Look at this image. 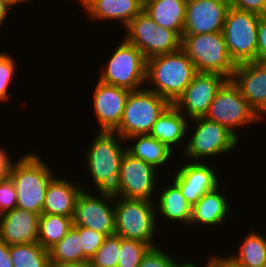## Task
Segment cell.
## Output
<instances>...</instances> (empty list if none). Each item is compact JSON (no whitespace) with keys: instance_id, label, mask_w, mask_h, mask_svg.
Wrapping results in <instances>:
<instances>
[{"instance_id":"obj_1","label":"cell","mask_w":266,"mask_h":267,"mask_svg":"<svg viewBox=\"0 0 266 267\" xmlns=\"http://www.w3.org/2000/svg\"><path fill=\"white\" fill-rule=\"evenodd\" d=\"M197 73L195 65L180 49L147 59L145 87L174 104Z\"/></svg>"},{"instance_id":"obj_2","label":"cell","mask_w":266,"mask_h":267,"mask_svg":"<svg viewBox=\"0 0 266 267\" xmlns=\"http://www.w3.org/2000/svg\"><path fill=\"white\" fill-rule=\"evenodd\" d=\"M89 142L91 144L84 152L88 176L96 191L112 192L117 186L127 142L118 133L107 131L95 132Z\"/></svg>"},{"instance_id":"obj_3","label":"cell","mask_w":266,"mask_h":267,"mask_svg":"<svg viewBox=\"0 0 266 267\" xmlns=\"http://www.w3.org/2000/svg\"><path fill=\"white\" fill-rule=\"evenodd\" d=\"M54 172L40 154L27 152L9 175L17 192L16 207L41 215Z\"/></svg>"},{"instance_id":"obj_4","label":"cell","mask_w":266,"mask_h":267,"mask_svg":"<svg viewBox=\"0 0 266 267\" xmlns=\"http://www.w3.org/2000/svg\"><path fill=\"white\" fill-rule=\"evenodd\" d=\"M181 49L198 73H216L231 80L237 65L229 56L222 31L182 34Z\"/></svg>"},{"instance_id":"obj_5","label":"cell","mask_w":266,"mask_h":267,"mask_svg":"<svg viewBox=\"0 0 266 267\" xmlns=\"http://www.w3.org/2000/svg\"><path fill=\"white\" fill-rule=\"evenodd\" d=\"M158 222L154 201L115 196L116 235L156 247L160 245L154 242L158 238L155 236L159 230Z\"/></svg>"},{"instance_id":"obj_6","label":"cell","mask_w":266,"mask_h":267,"mask_svg":"<svg viewBox=\"0 0 266 267\" xmlns=\"http://www.w3.org/2000/svg\"><path fill=\"white\" fill-rule=\"evenodd\" d=\"M191 121L194 128L186 138L188 141L182 152L183 159L185 157L189 162H203L205 159L207 162L210 161V157L231 154L240 143L232 132L217 122L205 117L189 120L190 123Z\"/></svg>"},{"instance_id":"obj_7","label":"cell","mask_w":266,"mask_h":267,"mask_svg":"<svg viewBox=\"0 0 266 267\" xmlns=\"http://www.w3.org/2000/svg\"><path fill=\"white\" fill-rule=\"evenodd\" d=\"M107 60L99 71L98 80L129 91L144 88L147 59L136 46L123 38Z\"/></svg>"},{"instance_id":"obj_8","label":"cell","mask_w":266,"mask_h":267,"mask_svg":"<svg viewBox=\"0 0 266 267\" xmlns=\"http://www.w3.org/2000/svg\"><path fill=\"white\" fill-rule=\"evenodd\" d=\"M170 103L145 88L130 91L118 128L114 131L124 139L149 134L153 124Z\"/></svg>"},{"instance_id":"obj_9","label":"cell","mask_w":266,"mask_h":267,"mask_svg":"<svg viewBox=\"0 0 266 267\" xmlns=\"http://www.w3.org/2000/svg\"><path fill=\"white\" fill-rule=\"evenodd\" d=\"M124 31V39L136 46L146 59L181 49L182 38L175 31L158 26L144 10L130 21Z\"/></svg>"},{"instance_id":"obj_10","label":"cell","mask_w":266,"mask_h":267,"mask_svg":"<svg viewBox=\"0 0 266 267\" xmlns=\"http://www.w3.org/2000/svg\"><path fill=\"white\" fill-rule=\"evenodd\" d=\"M259 18L251 12L228 9L222 32L229 56L236 65L257 61Z\"/></svg>"},{"instance_id":"obj_11","label":"cell","mask_w":266,"mask_h":267,"mask_svg":"<svg viewBox=\"0 0 266 267\" xmlns=\"http://www.w3.org/2000/svg\"><path fill=\"white\" fill-rule=\"evenodd\" d=\"M205 118L225 126L239 140L241 133L237 130L256 123L254 109L244 99L232 80H227L218 90Z\"/></svg>"},{"instance_id":"obj_12","label":"cell","mask_w":266,"mask_h":267,"mask_svg":"<svg viewBox=\"0 0 266 267\" xmlns=\"http://www.w3.org/2000/svg\"><path fill=\"white\" fill-rule=\"evenodd\" d=\"M160 176L153 165L134 157L126 150L121 160L117 186L112 193L128 199L154 201V195L158 194L156 187L159 180H162Z\"/></svg>"},{"instance_id":"obj_13","label":"cell","mask_w":266,"mask_h":267,"mask_svg":"<svg viewBox=\"0 0 266 267\" xmlns=\"http://www.w3.org/2000/svg\"><path fill=\"white\" fill-rule=\"evenodd\" d=\"M92 189L82 190L78 195L73 225L90 228L105 236L113 235L115 234V195L109 191L91 192Z\"/></svg>"},{"instance_id":"obj_14","label":"cell","mask_w":266,"mask_h":267,"mask_svg":"<svg viewBox=\"0 0 266 267\" xmlns=\"http://www.w3.org/2000/svg\"><path fill=\"white\" fill-rule=\"evenodd\" d=\"M227 80L216 73H197L173 105L188 120L205 117L216 93Z\"/></svg>"},{"instance_id":"obj_15","label":"cell","mask_w":266,"mask_h":267,"mask_svg":"<svg viewBox=\"0 0 266 267\" xmlns=\"http://www.w3.org/2000/svg\"><path fill=\"white\" fill-rule=\"evenodd\" d=\"M185 164V165H184ZM177 166L172 181L180 188L182 195L192 206L207 192L220 185V176L208 162H184ZM213 167V168H212ZM215 168V169H214ZM218 174V175H217ZM219 176V177H218Z\"/></svg>"},{"instance_id":"obj_16","label":"cell","mask_w":266,"mask_h":267,"mask_svg":"<svg viewBox=\"0 0 266 267\" xmlns=\"http://www.w3.org/2000/svg\"><path fill=\"white\" fill-rule=\"evenodd\" d=\"M130 91L98 80L93 95V113L100 126L97 131L114 132L121 121Z\"/></svg>"},{"instance_id":"obj_17","label":"cell","mask_w":266,"mask_h":267,"mask_svg":"<svg viewBox=\"0 0 266 267\" xmlns=\"http://www.w3.org/2000/svg\"><path fill=\"white\" fill-rule=\"evenodd\" d=\"M229 8L227 0H189L186 4L183 34L223 31Z\"/></svg>"},{"instance_id":"obj_18","label":"cell","mask_w":266,"mask_h":267,"mask_svg":"<svg viewBox=\"0 0 266 267\" xmlns=\"http://www.w3.org/2000/svg\"><path fill=\"white\" fill-rule=\"evenodd\" d=\"M222 188V189H221ZM223 191V187L217 186L214 190L205 193L197 203L192 205L190 228L201 226L202 229L208 228H221L226 218L231 213L230 198ZM213 226V227H212Z\"/></svg>"},{"instance_id":"obj_19","label":"cell","mask_w":266,"mask_h":267,"mask_svg":"<svg viewBox=\"0 0 266 267\" xmlns=\"http://www.w3.org/2000/svg\"><path fill=\"white\" fill-rule=\"evenodd\" d=\"M40 214L21 208L0 215V239L10 245L37 242Z\"/></svg>"},{"instance_id":"obj_20","label":"cell","mask_w":266,"mask_h":267,"mask_svg":"<svg viewBox=\"0 0 266 267\" xmlns=\"http://www.w3.org/2000/svg\"><path fill=\"white\" fill-rule=\"evenodd\" d=\"M80 5L90 22L117 21L122 28L143 10V0H85Z\"/></svg>"},{"instance_id":"obj_21","label":"cell","mask_w":266,"mask_h":267,"mask_svg":"<svg viewBox=\"0 0 266 267\" xmlns=\"http://www.w3.org/2000/svg\"><path fill=\"white\" fill-rule=\"evenodd\" d=\"M231 80L254 111L265 100L266 62L253 61L238 64Z\"/></svg>"},{"instance_id":"obj_22","label":"cell","mask_w":266,"mask_h":267,"mask_svg":"<svg viewBox=\"0 0 266 267\" xmlns=\"http://www.w3.org/2000/svg\"><path fill=\"white\" fill-rule=\"evenodd\" d=\"M59 177L56 175L48 184L42 213L73 217L78 195L89 186H84L80 181L73 182L63 176Z\"/></svg>"},{"instance_id":"obj_23","label":"cell","mask_w":266,"mask_h":267,"mask_svg":"<svg viewBox=\"0 0 266 267\" xmlns=\"http://www.w3.org/2000/svg\"><path fill=\"white\" fill-rule=\"evenodd\" d=\"M188 121L173 104H170L153 124L149 135L166 144L174 152L175 148L177 151L178 147L183 146L184 148L181 147L183 150L180 151L183 152L186 146L184 140L188 137V132H191L189 129L192 127L189 126Z\"/></svg>"},{"instance_id":"obj_24","label":"cell","mask_w":266,"mask_h":267,"mask_svg":"<svg viewBox=\"0 0 266 267\" xmlns=\"http://www.w3.org/2000/svg\"><path fill=\"white\" fill-rule=\"evenodd\" d=\"M158 188L161 190L154 200L156 219L162 216L167 224L176 222L175 225L179 223L180 226L181 224L186 225L185 227L189 226L192 206L184 198L180 188L172 180L164 187L158 186Z\"/></svg>"},{"instance_id":"obj_25","label":"cell","mask_w":266,"mask_h":267,"mask_svg":"<svg viewBox=\"0 0 266 267\" xmlns=\"http://www.w3.org/2000/svg\"><path fill=\"white\" fill-rule=\"evenodd\" d=\"M186 4L181 0H143V10L158 26L175 31L182 38Z\"/></svg>"},{"instance_id":"obj_26","label":"cell","mask_w":266,"mask_h":267,"mask_svg":"<svg viewBox=\"0 0 266 267\" xmlns=\"http://www.w3.org/2000/svg\"><path fill=\"white\" fill-rule=\"evenodd\" d=\"M125 141H129L128 144H126V149L129 153L134 157L153 165L159 171L166 167V165L168 166L169 164L167 163H169V161L175 160L174 158L172 159L175 152L166 144L161 143L149 134L134 135L126 138ZM131 141L135 144L131 145Z\"/></svg>"},{"instance_id":"obj_27","label":"cell","mask_w":266,"mask_h":267,"mask_svg":"<svg viewBox=\"0 0 266 267\" xmlns=\"http://www.w3.org/2000/svg\"><path fill=\"white\" fill-rule=\"evenodd\" d=\"M248 233L237 252L228 255L245 267H266V235L256 229Z\"/></svg>"},{"instance_id":"obj_28","label":"cell","mask_w":266,"mask_h":267,"mask_svg":"<svg viewBox=\"0 0 266 267\" xmlns=\"http://www.w3.org/2000/svg\"><path fill=\"white\" fill-rule=\"evenodd\" d=\"M81 245L79 226L73 225L69 232L49 249L51 267L84 262V252Z\"/></svg>"},{"instance_id":"obj_29","label":"cell","mask_w":266,"mask_h":267,"mask_svg":"<svg viewBox=\"0 0 266 267\" xmlns=\"http://www.w3.org/2000/svg\"><path fill=\"white\" fill-rule=\"evenodd\" d=\"M73 227V217L42 213L37 242L46 250L58 243Z\"/></svg>"},{"instance_id":"obj_30","label":"cell","mask_w":266,"mask_h":267,"mask_svg":"<svg viewBox=\"0 0 266 267\" xmlns=\"http://www.w3.org/2000/svg\"><path fill=\"white\" fill-rule=\"evenodd\" d=\"M9 253L14 267H51L49 250L38 242L10 245Z\"/></svg>"},{"instance_id":"obj_31","label":"cell","mask_w":266,"mask_h":267,"mask_svg":"<svg viewBox=\"0 0 266 267\" xmlns=\"http://www.w3.org/2000/svg\"><path fill=\"white\" fill-rule=\"evenodd\" d=\"M120 248L119 235L106 236L100 248L89 260L91 267H117Z\"/></svg>"},{"instance_id":"obj_32","label":"cell","mask_w":266,"mask_h":267,"mask_svg":"<svg viewBox=\"0 0 266 267\" xmlns=\"http://www.w3.org/2000/svg\"><path fill=\"white\" fill-rule=\"evenodd\" d=\"M152 247L150 243L121 237V248L117 267H138Z\"/></svg>"},{"instance_id":"obj_33","label":"cell","mask_w":266,"mask_h":267,"mask_svg":"<svg viewBox=\"0 0 266 267\" xmlns=\"http://www.w3.org/2000/svg\"><path fill=\"white\" fill-rule=\"evenodd\" d=\"M16 58L7 52H0V102H8L11 97L10 84L18 73ZM9 98V99H8Z\"/></svg>"},{"instance_id":"obj_34","label":"cell","mask_w":266,"mask_h":267,"mask_svg":"<svg viewBox=\"0 0 266 267\" xmlns=\"http://www.w3.org/2000/svg\"><path fill=\"white\" fill-rule=\"evenodd\" d=\"M178 261L172 254L165 252L163 247L156 246L149 250L138 267H176Z\"/></svg>"},{"instance_id":"obj_35","label":"cell","mask_w":266,"mask_h":267,"mask_svg":"<svg viewBox=\"0 0 266 267\" xmlns=\"http://www.w3.org/2000/svg\"><path fill=\"white\" fill-rule=\"evenodd\" d=\"M79 234L84 252V261H89L100 248L106 236L82 226H79Z\"/></svg>"},{"instance_id":"obj_36","label":"cell","mask_w":266,"mask_h":267,"mask_svg":"<svg viewBox=\"0 0 266 267\" xmlns=\"http://www.w3.org/2000/svg\"><path fill=\"white\" fill-rule=\"evenodd\" d=\"M17 192L12 179L4 176L0 180V215L16 208Z\"/></svg>"},{"instance_id":"obj_37","label":"cell","mask_w":266,"mask_h":267,"mask_svg":"<svg viewBox=\"0 0 266 267\" xmlns=\"http://www.w3.org/2000/svg\"><path fill=\"white\" fill-rule=\"evenodd\" d=\"M229 7L251 12L259 16L266 15V0H227Z\"/></svg>"},{"instance_id":"obj_38","label":"cell","mask_w":266,"mask_h":267,"mask_svg":"<svg viewBox=\"0 0 266 267\" xmlns=\"http://www.w3.org/2000/svg\"><path fill=\"white\" fill-rule=\"evenodd\" d=\"M257 61L266 62V15L260 16L258 23Z\"/></svg>"},{"instance_id":"obj_39","label":"cell","mask_w":266,"mask_h":267,"mask_svg":"<svg viewBox=\"0 0 266 267\" xmlns=\"http://www.w3.org/2000/svg\"><path fill=\"white\" fill-rule=\"evenodd\" d=\"M6 149L7 148L1 147L0 145V173L3 176H9L13 171V169L15 168V166L26 155L24 153L22 156L17 157L18 160L15 158V161H13L10 157L11 155H9L10 153H8Z\"/></svg>"},{"instance_id":"obj_40","label":"cell","mask_w":266,"mask_h":267,"mask_svg":"<svg viewBox=\"0 0 266 267\" xmlns=\"http://www.w3.org/2000/svg\"><path fill=\"white\" fill-rule=\"evenodd\" d=\"M211 254L212 255H209L210 257H208L209 267H245L227 254L224 255V257L220 254L217 255V253Z\"/></svg>"},{"instance_id":"obj_41","label":"cell","mask_w":266,"mask_h":267,"mask_svg":"<svg viewBox=\"0 0 266 267\" xmlns=\"http://www.w3.org/2000/svg\"><path fill=\"white\" fill-rule=\"evenodd\" d=\"M0 267H14L9 253V245L0 239Z\"/></svg>"},{"instance_id":"obj_42","label":"cell","mask_w":266,"mask_h":267,"mask_svg":"<svg viewBox=\"0 0 266 267\" xmlns=\"http://www.w3.org/2000/svg\"><path fill=\"white\" fill-rule=\"evenodd\" d=\"M11 8L14 9L13 5L8 0H0V28L9 18L8 14H10L9 11Z\"/></svg>"},{"instance_id":"obj_43","label":"cell","mask_w":266,"mask_h":267,"mask_svg":"<svg viewBox=\"0 0 266 267\" xmlns=\"http://www.w3.org/2000/svg\"><path fill=\"white\" fill-rule=\"evenodd\" d=\"M265 117H266V98L262 102V104L255 110V122L261 123L263 120H266Z\"/></svg>"},{"instance_id":"obj_44","label":"cell","mask_w":266,"mask_h":267,"mask_svg":"<svg viewBox=\"0 0 266 267\" xmlns=\"http://www.w3.org/2000/svg\"><path fill=\"white\" fill-rule=\"evenodd\" d=\"M54 267H91V264L89 261H84L79 263H67Z\"/></svg>"},{"instance_id":"obj_45","label":"cell","mask_w":266,"mask_h":267,"mask_svg":"<svg viewBox=\"0 0 266 267\" xmlns=\"http://www.w3.org/2000/svg\"><path fill=\"white\" fill-rule=\"evenodd\" d=\"M176 267H199L195 262L193 263V261L192 262H186V261H182V262H180L179 261V264L176 266ZM204 267H209V263H208V261H207V263H206V265L204 264Z\"/></svg>"},{"instance_id":"obj_46","label":"cell","mask_w":266,"mask_h":267,"mask_svg":"<svg viewBox=\"0 0 266 267\" xmlns=\"http://www.w3.org/2000/svg\"><path fill=\"white\" fill-rule=\"evenodd\" d=\"M12 5H13V7L14 6H20L21 5V3L24 5V3H27L28 4V2H30V1H33V0H8ZM20 4V5H19Z\"/></svg>"},{"instance_id":"obj_47","label":"cell","mask_w":266,"mask_h":267,"mask_svg":"<svg viewBox=\"0 0 266 267\" xmlns=\"http://www.w3.org/2000/svg\"><path fill=\"white\" fill-rule=\"evenodd\" d=\"M78 1L79 4H81L82 2H84L85 0H76Z\"/></svg>"},{"instance_id":"obj_48","label":"cell","mask_w":266,"mask_h":267,"mask_svg":"<svg viewBox=\"0 0 266 267\" xmlns=\"http://www.w3.org/2000/svg\"><path fill=\"white\" fill-rule=\"evenodd\" d=\"M4 176L0 173V180L3 178Z\"/></svg>"}]
</instances>
